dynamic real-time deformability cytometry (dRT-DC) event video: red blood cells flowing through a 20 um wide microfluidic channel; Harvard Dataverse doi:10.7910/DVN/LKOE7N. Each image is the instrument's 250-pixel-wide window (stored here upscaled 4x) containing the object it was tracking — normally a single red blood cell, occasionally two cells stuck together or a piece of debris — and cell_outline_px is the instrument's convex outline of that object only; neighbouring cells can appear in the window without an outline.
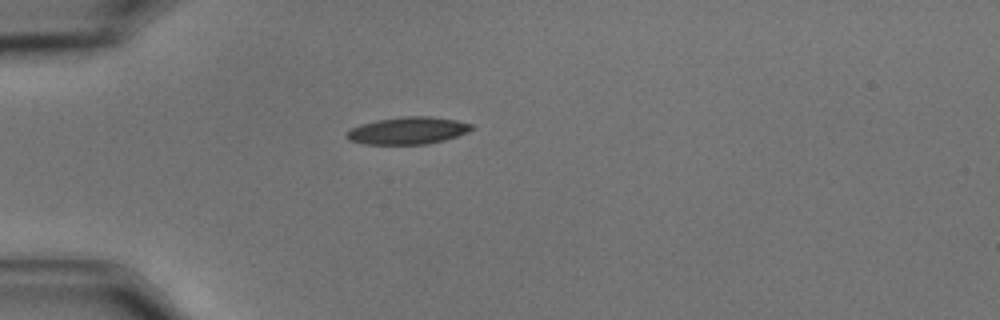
{"species": "common noctule bat (a hibernating species)", "species_latin": "Nyctalus noctula", "temperature_condition": "cold", "stored_images_in_passage": 42, "camera_frame_rate_fps": 3000, "um_per_image_px": 0.085, "animal": {"sex": "male", "body_mass_g": 15.6}, "frame": {"image": 1, "passage_image": 1, "time_ms": 0.0, "image_size_px": [1000, 320], "cell_outline_px": [[476, 128], [468, 132], [444, 140], [424, 144], [364, 144], [348, 140], [344, 136], [344, 132], [360, 124], [376, 120], [404, 116], [432, 116], [456, 120], [472, 124]], "centroid_in_image_um": [34.64, 11.09], "position_along_channel_um": 50.4, "area_um2": 20.0}}
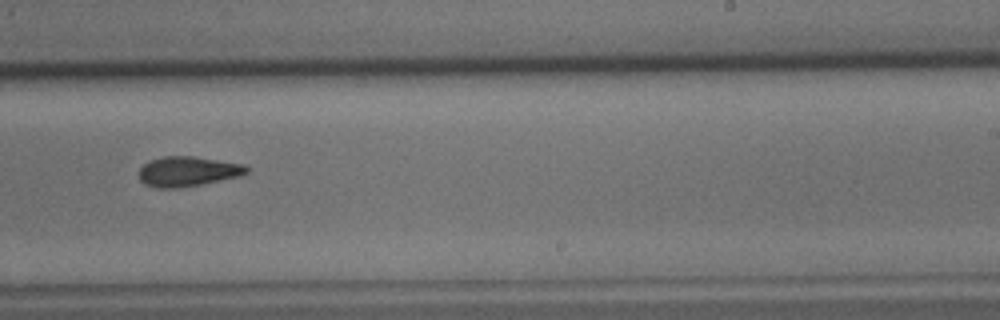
{"frame": {"image": 2, "passage_image": 21, "time_ms": 6.667, "image_size_px": [1000, 320], "cell_outline_px": [[248, 172], [240, 176], [200, 184], [176, 188], [156, 188], [144, 184], [140, 180], [140, 168], [148, 160], [164, 156], [192, 156], [244, 164], [248, 168]], "centroid_in_image_um": [15.93, 14.56], "position_along_channel_um": 273.1, "area_um2": 18.67}}
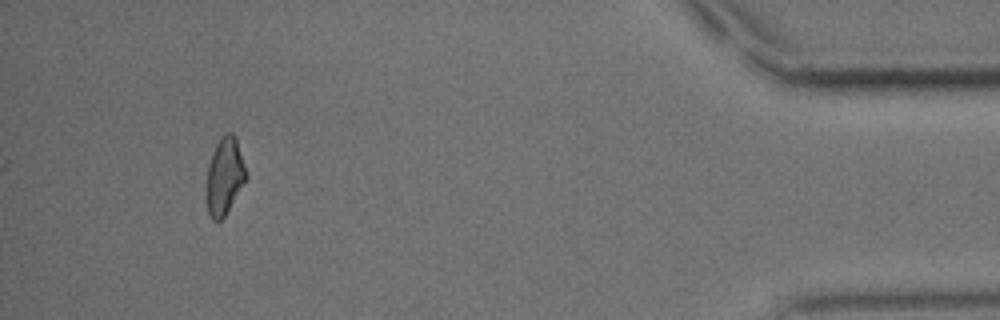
{"frame": {"image": 3, "passage_image": 38, "time_ms": 12.333, "image_size_px": [1000, 320], "cell_outline_px": [[248, 176], [224, 216], [220, 220], [212, 220], [208, 216], [204, 200], [204, 188], [208, 164], [212, 152], [220, 136], [224, 132], [232, 132], [236, 136]], "centroid_in_image_um": [19.03, 14.97], "position_along_channel_um": 416.2, "area_um2": 18.44}, "authors_computed_cell_mechanics": {"area_um2": 18.5827, "velocity_mm_per_s": 3.5657, "shape_relaxation_time_tau1_ms": null, "shape_relaxation_time_tau2_ms": 4.8023, "deformation_change_tau1": null, "deformation_change_tau2": 0.1289}}